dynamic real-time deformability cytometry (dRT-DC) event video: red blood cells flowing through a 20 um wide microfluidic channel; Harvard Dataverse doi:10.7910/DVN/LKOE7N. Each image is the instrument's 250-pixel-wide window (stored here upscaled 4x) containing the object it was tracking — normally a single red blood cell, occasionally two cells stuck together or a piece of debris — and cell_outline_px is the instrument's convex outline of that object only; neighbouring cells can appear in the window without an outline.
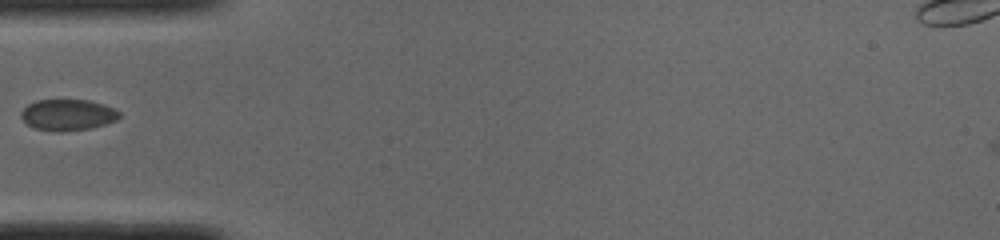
{"species": "common noctule bat (a hibernating species)", "species_latin": "Nyctalus noctula", "temperature_condition": "cold", "stored_images_in_passage": 21, "camera_frame_rate_fps": 3000, "um_per_image_px": 0.085, "animal": {"sex": "male", "body_mass_g": 19.0, "forearm_length_mm": 50.8}, "frame": {"image": 1, "passage_image": 1, "time_ms": 0.0, "image_size_px": [1000, 240], "cell_outline_px": [[120, 116], [116, 120], [104, 124], [88, 128], [60, 132], [56, 132], [36, 128], [28, 124], [20, 116], [20, 112], [28, 104], [36, 100], [88, 100], [104, 104], [116, 108], [120, 112]], "centroid_in_image_um": [5.76, 9.75], "position_along_channel_um": 79.2, "area_um2": 17.8}}
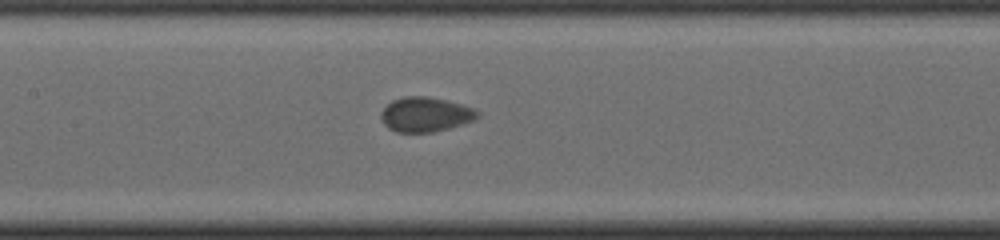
{"frame": {"image": 2, "passage_image": 8, "time_ms": 2.333, "image_size_px": [1000, 240], "cell_outline_px": [[480, 116], [472, 120], [448, 128], [432, 132], [396, 132], [388, 128], [384, 124], [380, 116], [380, 112], [392, 100], [404, 96], [428, 96], [460, 104], [472, 108], [480, 112]], "centroid_in_image_um": [36.12, 9.72], "position_along_channel_um": 171.3, "area_um2": 19.31}}
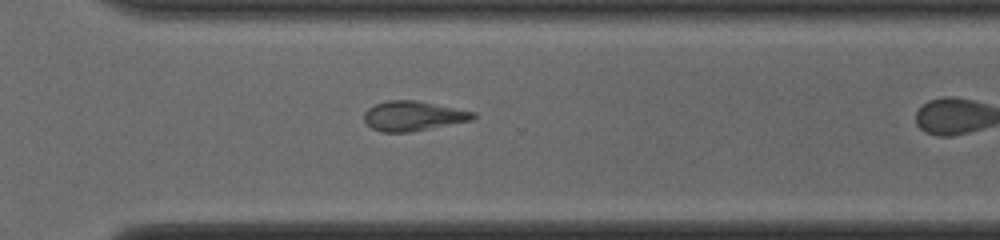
{"frame": {"image": 3, "passage_image": 17, "time_ms": 5.333, "image_size_px": [1000, 240], "cell_outline_px": [[476, 116], [472, 120], [412, 132], [384, 132], [372, 128], [364, 120], [364, 112], [368, 108], [376, 104], [388, 100], [416, 100], [476, 112]], "centroid_in_image_um": [35.13, 9.85], "position_along_channel_um": 335.5, "area_um2": 18.84}}